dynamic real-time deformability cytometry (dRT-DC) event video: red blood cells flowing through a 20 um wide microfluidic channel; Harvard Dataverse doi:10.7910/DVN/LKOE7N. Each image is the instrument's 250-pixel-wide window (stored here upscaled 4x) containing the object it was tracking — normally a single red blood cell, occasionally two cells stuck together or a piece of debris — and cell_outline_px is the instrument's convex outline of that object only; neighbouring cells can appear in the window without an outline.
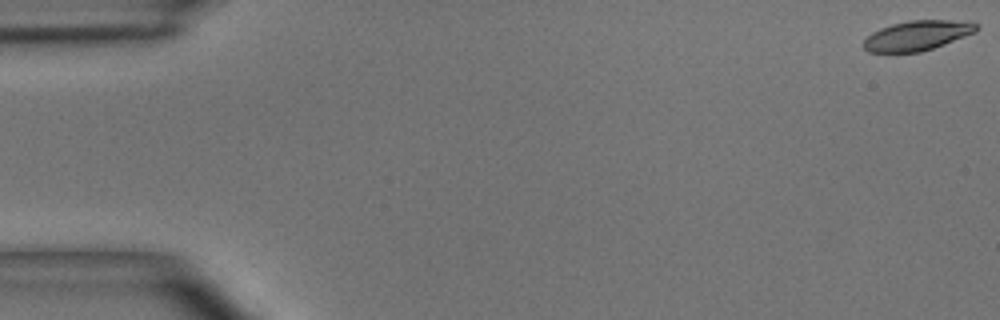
{"species": "common noctule bat (a hibernating species)", "species_latin": "Nyctalus noctula", "temperature_condition": "room temperature", "stored_images_in_passage": 51, "camera_frame_rate_fps": 3000, "um_per_image_px": 0.085, "animal": {"sex": "male", "body_mass_g": 15.6}, "frame": {"image": 1, "passage_image": 1, "time_ms": 0.0, "image_size_px": [1000, 320], "cell_outline_px": [[980, 28], [976, 32], [944, 44], [920, 52], [868, 52], [864, 48], [864, 40], [872, 32], [880, 28], [892, 24], [908, 20], [972, 20], [980, 24]], "centroid_in_image_um": [78.04, 2.99], "position_along_channel_um": 7.0, "area_um2": 19.83}}
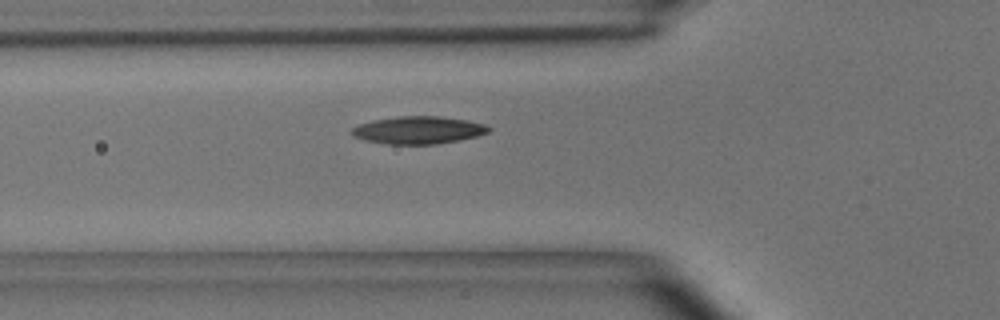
{"frame": {"image": 2, "passage_image": 18, "time_ms": 5.667, "image_size_px": [1000, 320], "cell_outline_px": [[492, 128], [488, 132], [476, 136], [436, 144], [388, 144], [364, 140], [352, 136], [348, 132], [352, 128], [360, 124], [372, 120], [400, 116], [440, 116], [464, 120], [484, 124]], "centroid_in_image_um": [35.5, 11.06], "position_along_channel_um": 90.3, "area_um2": 21.85}}
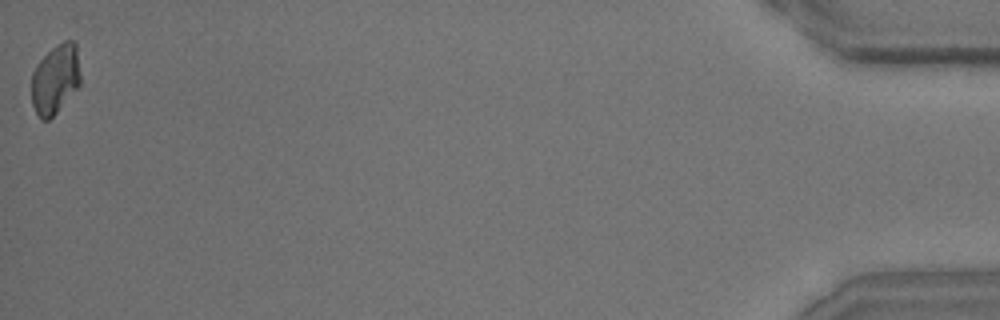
{"frame": {"image": 3, "passage_image": 51, "time_ms": 16.667, "image_size_px": [1000, 320], "cell_outline_px": [[80, 84], [56, 112], [48, 120], [40, 120], [32, 104], [32, 72], [36, 64], [52, 48], [64, 40], [72, 40], [76, 44], [80, 72]], "centroid_in_image_um": [4.69, 6.71], "position_along_channel_um": 430.5, "area_um2": 19.65}, "authors_computed_cell_mechanics": {"area_um2": 20.9236, "velocity_mm_per_s": 3.9317, "shape_relaxation_time_tau1_ms": 3.6389, "shape_relaxation_time_tau2_ms": 8.9993, "deformation_change_tau1": 0.1257, "deformation_change_tau2": 0.1282}}